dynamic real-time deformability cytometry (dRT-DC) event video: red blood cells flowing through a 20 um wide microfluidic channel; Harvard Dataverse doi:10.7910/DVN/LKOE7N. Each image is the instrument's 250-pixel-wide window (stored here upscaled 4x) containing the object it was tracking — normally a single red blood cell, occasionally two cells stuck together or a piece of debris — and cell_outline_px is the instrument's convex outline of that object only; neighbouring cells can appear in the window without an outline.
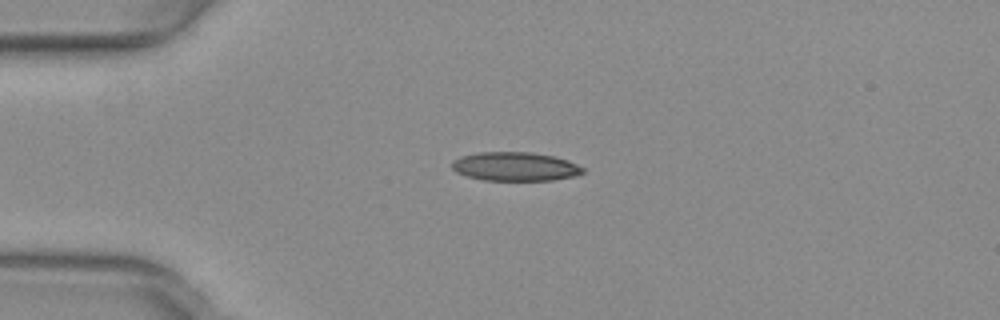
{"species": "common noctule bat (a hibernating species)", "species_latin": "Nyctalus noctula", "temperature_condition": "warm", "stored_images_in_passage": 40, "camera_frame_rate_fps": 3000, "um_per_image_px": 0.085, "animal": {"sex": "female", "body_mass_g": 29.2, "forearm_length_mm": 56.3}, "frame": {"image": 1, "passage_image": 1, "time_ms": 0.0, "image_size_px": [1000, 320], "cell_outline_px": [[584, 172], [576, 176], [552, 180], [484, 180], [468, 176], [456, 172], [452, 168], [452, 160], [460, 156], [476, 152], [532, 152], [552, 156], [568, 160], [584, 168]], "centroid_in_image_um": [43.77, 14.15], "position_along_channel_um": 41.2, "area_um2": 22.02}}
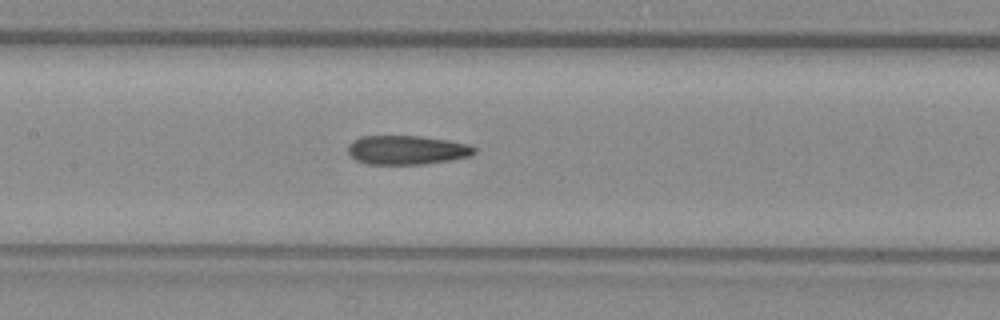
{"frame": {"image": 2, "passage_image": 13, "time_ms": 4.0, "image_size_px": [1000, 320], "cell_outline_px": [[476, 152], [472, 156], [452, 160], [424, 164], [364, 164], [356, 160], [348, 152], [348, 144], [352, 140], [360, 136], [420, 136], [448, 140], [468, 144], [476, 148]], "centroid_in_image_um": [34.59, 12.75], "position_along_channel_um": 172.8, "area_um2": 21.62}}
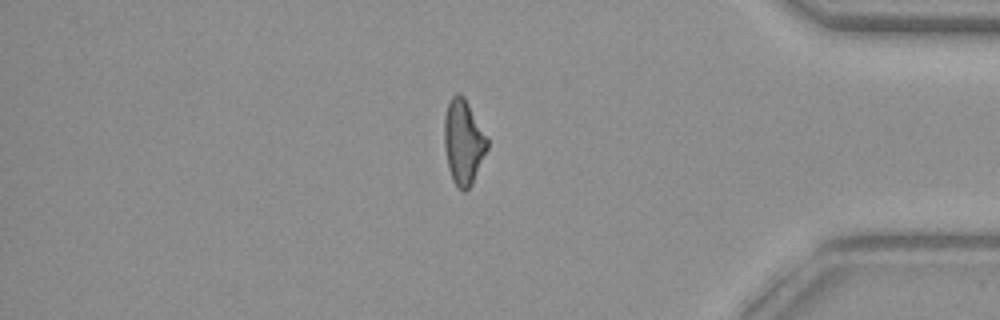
{"frame": {"image": 3, "passage_image": 32, "time_ms": 10.333, "image_size_px": [1000, 320], "cell_outline_px": [[488, 148], [472, 184], [464, 192], [452, 180], [448, 168], [444, 144], [444, 116], [448, 104], [452, 96], [456, 92], [464, 96], [488, 140]], "centroid_in_image_um": [39.37, 12.07], "position_along_channel_um": 395.8, "area_um2": 21.04}, "authors_computed_cell_mechanics": {"area_um2": 21.4727, "velocity_mm_per_s": 3.9979, "shape_relaxation_time_tau1_ms": null, "shape_relaxation_time_tau2_ms": 5.1861, "deformation_change_tau1": null, "deformation_change_tau2": 0.1669}}